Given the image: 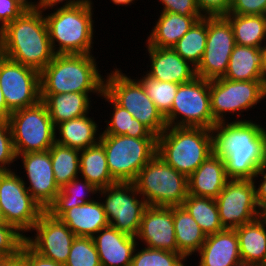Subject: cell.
I'll return each mask as SVG.
<instances>
[{
    "mask_svg": "<svg viewBox=\"0 0 266 266\" xmlns=\"http://www.w3.org/2000/svg\"><path fill=\"white\" fill-rule=\"evenodd\" d=\"M213 154L224 160L229 179H250L266 162V128L256 120L217 122L211 129Z\"/></svg>",
    "mask_w": 266,
    "mask_h": 266,
    "instance_id": "1",
    "label": "cell"
},
{
    "mask_svg": "<svg viewBox=\"0 0 266 266\" xmlns=\"http://www.w3.org/2000/svg\"><path fill=\"white\" fill-rule=\"evenodd\" d=\"M32 6L0 33V53L41 72L54 58L44 16Z\"/></svg>",
    "mask_w": 266,
    "mask_h": 266,
    "instance_id": "2",
    "label": "cell"
},
{
    "mask_svg": "<svg viewBox=\"0 0 266 266\" xmlns=\"http://www.w3.org/2000/svg\"><path fill=\"white\" fill-rule=\"evenodd\" d=\"M96 60L93 54H55L40 72V94L76 92L101 98L105 77Z\"/></svg>",
    "mask_w": 266,
    "mask_h": 266,
    "instance_id": "3",
    "label": "cell"
},
{
    "mask_svg": "<svg viewBox=\"0 0 266 266\" xmlns=\"http://www.w3.org/2000/svg\"><path fill=\"white\" fill-rule=\"evenodd\" d=\"M93 6L91 3L58 8L44 15L55 54H93Z\"/></svg>",
    "mask_w": 266,
    "mask_h": 266,
    "instance_id": "4",
    "label": "cell"
},
{
    "mask_svg": "<svg viewBox=\"0 0 266 266\" xmlns=\"http://www.w3.org/2000/svg\"><path fill=\"white\" fill-rule=\"evenodd\" d=\"M157 154L176 171L189 177L213 154L211 130L167 126L157 136Z\"/></svg>",
    "mask_w": 266,
    "mask_h": 266,
    "instance_id": "5",
    "label": "cell"
},
{
    "mask_svg": "<svg viewBox=\"0 0 266 266\" xmlns=\"http://www.w3.org/2000/svg\"><path fill=\"white\" fill-rule=\"evenodd\" d=\"M148 206H182L188 196V177L156 154L133 181Z\"/></svg>",
    "mask_w": 266,
    "mask_h": 266,
    "instance_id": "6",
    "label": "cell"
},
{
    "mask_svg": "<svg viewBox=\"0 0 266 266\" xmlns=\"http://www.w3.org/2000/svg\"><path fill=\"white\" fill-rule=\"evenodd\" d=\"M100 142L116 182L133 183L139 171L157 154V138L101 135Z\"/></svg>",
    "mask_w": 266,
    "mask_h": 266,
    "instance_id": "7",
    "label": "cell"
},
{
    "mask_svg": "<svg viewBox=\"0 0 266 266\" xmlns=\"http://www.w3.org/2000/svg\"><path fill=\"white\" fill-rule=\"evenodd\" d=\"M114 68L107 72L104 91L139 122L148 127L156 136L166 128V121L154 102L146 94L143 85L136 79Z\"/></svg>",
    "mask_w": 266,
    "mask_h": 266,
    "instance_id": "8",
    "label": "cell"
},
{
    "mask_svg": "<svg viewBox=\"0 0 266 266\" xmlns=\"http://www.w3.org/2000/svg\"><path fill=\"white\" fill-rule=\"evenodd\" d=\"M16 156L28 152L49 150L55 143V126L46 104H37L11 113L7 120Z\"/></svg>",
    "mask_w": 266,
    "mask_h": 266,
    "instance_id": "9",
    "label": "cell"
},
{
    "mask_svg": "<svg viewBox=\"0 0 266 266\" xmlns=\"http://www.w3.org/2000/svg\"><path fill=\"white\" fill-rule=\"evenodd\" d=\"M263 100L265 80L232 81L223 77L210 80L211 112L216 122L227 121L229 113H237V119L233 120H247L242 113L254 109Z\"/></svg>",
    "mask_w": 266,
    "mask_h": 266,
    "instance_id": "10",
    "label": "cell"
},
{
    "mask_svg": "<svg viewBox=\"0 0 266 266\" xmlns=\"http://www.w3.org/2000/svg\"><path fill=\"white\" fill-rule=\"evenodd\" d=\"M165 121L167 126L211 129L217 122L211 112L210 80L196 76L190 82L179 84Z\"/></svg>",
    "mask_w": 266,
    "mask_h": 266,
    "instance_id": "11",
    "label": "cell"
},
{
    "mask_svg": "<svg viewBox=\"0 0 266 266\" xmlns=\"http://www.w3.org/2000/svg\"><path fill=\"white\" fill-rule=\"evenodd\" d=\"M98 197L109 225L127 235L136 237L142 215L148 206L133 183L117 182L99 189ZM141 197V199H140ZM105 198V200H104Z\"/></svg>",
    "mask_w": 266,
    "mask_h": 266,
    "instance_id": "12",
    "label": "cell"
},
{
    "mask_svg": "<svg viewBox=\"0 0 266 266\" xmlns=\"http://www.w3.org/2000/svg\"><path fill=\"white\" fill-rule=\"evenodd\" d=\"M16 170L0 172V207L7 224L24 236L31 232L44 210L28 192Z\"/></svg>",
    "mask_w": 266,
    "mask_h": 266,
    "instance_id": "13",
    "label": "cell"
},
{
    "mask_svg": "<svg viewBox=\"0 0 266 266\" xmlns=\"http://www.w3.org/2000/svg\"><path fill=\"white\" fill-rule=\"evenodd\" d=\"M0 87L11 112L33 106L41 100L40 72L1 53Z\"/></svg>",
    "mask_w": 266,
    "mask_h": 266,
    "instance_id": "14",
    "label": "cell"
},
{
    "mask_svg": "<svg viewBox=\"0 0 266 266\" xmlns=\"http://www.w3.org/2000/svg\"><path fill=\"white\" fill-rule=\"evenodd\" d=\"M235 45L229 20L225 16L207 17L206 47L196 76L207 80L223 77Z\"/></svg>",
    "mask_w": 266,
    "mask_h": 266,
    "instance_id": "15",
    "label": "cell"
},
{
    "mask_svg": "<svg viewBox=\"0 0 266 266\" xmlns=\"http://www.w3.org/2000/svg\"><path fill=\"white\" fill-rule=\"evenodd\" d=\"M215 201L224 229H235L259 218L254 182L250 179H229Z\"/></svg>",
    "mask_w": 266,
    "mask_h": 266,
    "instance_id": "16",
    "label": "cell"
},
{
    "mask_svg": "<svg viewBox=\"0 0 266 266\" xmlns=\"http://www.w3.org/2000/svg\"><path fill=\"white\" fill-rule=\"evenodd\" d=\"M31 232H34V236L30 237L26 234L25 243L33 251L47 259L65 265L72 242L76 238V235L65 223L44 211Z\"/></svg>",
    "mask_w": 266,
    "mask_h": 266,
    "instance_id": "17",
    "label": "cell"
},
{
    "mask_svg": "<svg viewBox=\"0 0 266 266\" xmlns=\"http://www.w3.org/2000/svg\"><path fill=\"white\" fill-rule=\"evenodd\" d=\"M20 158L24 167L22 169L26 171L24 177L27 176L28 179L27 182L26 179L23 180L28 192L47 211L60 191L54 178L49 150L17 155V159Z\"/></svg>",
    "mask_w": 266,
    "mask_h": 266,
    "instance_id": "18",
    "label": "cell"
},
{
    "mask_svg": "<svg viewBox=\"0 0 266 266\" xmlns=\"http://www.w3.org/2000/svg\"><path fill=\"white\" fill-rule=\"evenodd\" d=\"M136 239L145 247L178 253L173 223V206H147Z\"/></svg>",
    "mask_w": 266,
    "mask_h": 266,
    "instance_id": "19",
    "label": "cell"
},
{
    "mask_svg": "<svg viewBox=\"0 0 266 266\" xmlns=\"http://www.w3.org/2000/svg\"><path fill=\"white\" fill-rule=\"evenodd\" d=\"M150 69L149 77L163 82L183 84L196 77V68L184 60L173 48H156L146 43Z\"/></svg>",
    "mask_w": 266,
    "mask_h": 266,
    "instance_id": "20",
    "label": "cell"
},
{
    "mask_svg": "<svg viewBox=\"0 0 266 266\" xmlns=\"http://www.w3.org/2000/svg\"><path fill=\"white\" fill-rule=\"evenodd\" d=\"M101 266H131L136 237L118 231L112 226L99 230L93 237Z\"/></svg>",
    "mask_w": 266,
    "mask_h": 266,
    "instance_id": "21",
    "label": "cell"
},
{
    "mask_svg": "<svg viewBox=\"0 0 266 266\" xmlns=\"http://www.w3.org/2000/svg\"><path fill=\"white\" fill-rule=\"evenodd\" d=\"M198 266H233L241 260L239 240L235 229H224L207 235L197 252Z\"/></svg>",
    "mask_w": 266,
    "mask_h": 266,
    "instance_id": "22",
    "label": "cell"
},
{
    "mask_svg": "<svg viewBox=\"0 0 266 266\" xmlns=\"http://www.w3.org/2000/svg\"><path fill=\"white\" fill-rule=\"evenodd\" d=\"M228 180L224 160L212 154L188 177V194L216 199Z\"/></svg>",
    "mask_w": 266,
    "mask_h": 266,
    "instance_id": "23",
    "label": "cell"
},
{
    "mask_svg": "<svg viewBox=\"0 0 266 266\" xmlns=\"http://www.w3.org/2000/svg\"><path fill=\"white\" fill-rule=\"evenodd\" d=\"M96 200L74 206L59 217L76 237H93L99 230L109 226L101 199Z\"/></svg>",
    "mask_w": 266,
    "mask_h": 266,
    "instance_id": "24",
    "label": "cell"
},
{
    "mask_svg": "<svg viewBox=\"0 0 266 266\" xmlns=\"http://www.w3.org/2000/svg\"><path fill=\"white\" fill-rule=\"evenodd\" d=\"M89 114L57 124L55 143L79 150L97 144L100 141L101 132L98 130L99 125L94 121L95 118L89 117Z\"/></svg>",
    "mask_w": 266,
    "mask_h": 266,
    "instance_id": "25",
    "label": "cell"
},
{
    "mask_svg": "<svg viewBox=\"0 0 266 266\" xmlns=\"http://www.w3.org/2000/svg\"><path fill=\"white\" fill-rule=\"evenodd\" d=\"M197 20L195 16L160 12L145 43L156 48H172Z\"/></svg>",
    "mask_w": 266,
    "mask_h": 266,
    "instance_id": "26",
    "label": "cell"
},
{
    "mask_svg": "<svg viewBox=\"0 0 266 266\" xmlns=\"http://www.w3.org/2000/svg\"><path fill=\"white\" fill-rule=\"evenodd\" d=\"M92 95L86 93L40 94L41 100L46 104L49 116L57 124L81 117L91 112Z\"/></svg>",
    "mask_w": 266,
    "mask_h": 266,
    "instance_id": "27",
    "label": "cell"
},
{
    "mask_svg": "<svg viewBox=\"0 0 266 266\" xmlns=\"http://www.w3.org/2000/svg\"><path fill=\"white\" fill-rule=\"evenodd\" d=\"M223 78L232 81L265 80L261 66V48L236 44Z\"/></svg>",
    "mask_w": 266,
    "mask_h": 266,
    "instance_id": "28",
    "label": "cell"
},
{
    "mask_svg": "<svg viewBox=\"0 0 266 266\" xmlns=\"http://www.w3.org/2000/svg\"><path fill=\"white\" fill-rule=\"evenodd\" d=\"M173 223L178 253L186 259L195 255L204 244L206 234L183 206H173Z\"/></svg>",
    "mask_w": 266,
    "mask_h": 266,
    "instance_id": "29",
    "label": "cell"
},
{
    "mask_svg": "<svg viewBox=\"0 0 266 266\" xmlns=\"http://www.w3.org/2000/svg\"><path fill=\"white\" fill-rule=\"evenodd\" d=\"M241 260L266 265V224L257 218L235 228Z\"/></svg>",
    "mask_w": 266,
    "mask_h": 266,
    "instance_id": "30",
    "label": "cell"
},
{
    "mask_svg": "<svg viewBox=\"0 0 266 266\" xmlns=\"http://www.w3.org/2000/svg\"><path fill=\"white\" fill-rule=\"evenodd\" d=\"M80 178L86 179L98 189L117 183L109 172L107 156L103 144H97L80 150Z\"/></svg>",
    "mask_w": 266,
    "mask_h": 266,
    "instance_id": "31",
    "label": "cell"
},
{
    "mask_svg": "<svg viewBox=\"0 0 266 266\" xmlns=\"http://www.w3.org/2000/svg\"><path fill=\"white\" fill-rule=\"evenodd\" d=\"M109 103L113 110L110 120L106 122L105 130L101 135H126L133 138H157V136L144 124L135 119L126 109L119 106L105 91L101 96Z\"/></svg>",
    "mask_w": 266,
    "mask_h": 266,
    "instance_id": "32",
    "label": "cell"
},
{
    "mask_svg": "<svg viewBox=\"0 0 266 266\" xmlns=\"http://www.w3.org/2000/svg\"><path fill=\"white\" fill-rule=\"evenodd\" d=\"M225 17L233 28L237 45L255 48L266 45V15L228 14Z\"/></svg>",
    "mask_w": 266,
    "mask_h": 266,
    "instance_id": "33",
    "label": "cell"
},
{
    "mask_svg": "<svg viewBox=\"0 0 266 266\" xmlns=\"http://www.w3.org/2000/svg\"><path fill=\"white\" fill-rule=\"evenodd\" d=\"M98 192L99 189L86 179L75 178L60 189L54 203L47 209V212L54 218H59L65 211L74 206H81L86 202L95 200L91 196L95 194L98 196Z\"/></svg>",
    "mask_w": 266,
    "mask_h": 266,
    "instance_id": "34",
    "label": "cell"
},
{
    "mask_svg": "<svg viewBox=\"0 0 266 266\" xmlns=\"http://www.w3.org/2000/svg\"><path fill=\"white\" fill-rule=\"evenodd\" d=\"M182 206L189 212L206 236L224 230L215 199L188 194Z\"/></svg>",
    "mask_w": 266,
    "mask_h": 266,
    "instance_id": "35",
    "label": "cell"
},
{
    "mask_svg": "<svg viewBox=\"0 0 266 266\" xmlns=\"http://www.w3.org/2000/svg\"><path fill=\"white\" fill-rule=\"evenodd\" d=\"M55 181L61 189L80 174V150L54 143L49 149Z\"/></svg>",
    "mask_w": 266,
    "mask_h": 266,
    "instance_id": "36",
    "label": "cell"
},
{
    "mask_svg": "<svg viewBox=\"0 0 266 266\" xmlns=\"http://www.w3.org/2000/svg\"><path fill=\"white\" fill-rule=\"evenodd\" d=\"M207 41V17L197 20L172 47L177 54L195 68L204 55Z\"/></svg>",
    "mask_w": 266,
    "mask_h": 266,
    "instance_id": "37",
    "label": "cell"
},
{
    "mask_svg": "<svg viewBox=\"0 0 266 266\" xmlns=\"http://www.w3.org/2000/svg\"><path fill=\"white\" fill-rule=\"evenodd\" d=\"M137 80L143 85L148 97L154 102L158 111L165 118L171 111L172 103L178 91L179 84L163 82L149 77L145 72Z\"/></svg>",
    "mask_w": 266,
    "mask_h": 266,
    "instance_id": "38",
    "label": "cell"
},
{
    "mask_svg": "<svg viewBox=\"0 0 266 266\" xmlns=\"http://www.w3.org/2000/svg\"><path fill=\"white\" fill-rule=\"evenodd\" d=\"M139 244L141 243L137 241L131 266H186L187 264L185 262H187L188 259L180 253H173L145 246L138 249Z\"/></svg>",
    "mask_w": 266,
    "mask_h": 266,
    "instance_id": "39",
    "label": "cell"
},
{
    "mask_svg": "<svg viewBox=\"0 0 266 266\" xmlns=\"http://www.w3.org/2000/svg\"><path fill=\"white\" fill-rule=\"evenodd\" d=\"M65 266H101L92 237H76L73 240Z\"/></svg>",
    "mask_w": 266,
    "mask_h": 266,
    "instance_id": "40",
    "label": "cell"
},
{
    "mask_svg": "<svg viewBox=\"0 0 266 266\" xmlns=\"http://www.w3.org/2000/svg\"><path fill=\"white\" fill-rule=\"evenodd\" d=\"M25 243V236L10 224H0V257L16 255Z\"/></svg>",
    "mask_w": 266,
    "mask_h": 266,
    "instance_id": "41",
    "label": "cell"
},
{
    "mask_svg": "<svg viewBox=\"0 0 266 266\" xmlns=\"http://www.w3.org/2000/svg\"><path fill=\"white\" fill-rule=\"evenodd\" d=\"M16 160L10 125L7 120H0V172L12 171L11 164Z\"/></svg>",
    "mask_w": 266,
    "mask_h": 266,
    "instance_id": "42",
    "label": "cell"
},
{
    "mask_svg": "<svg viewBox=\"0 0 266 266\" xmlns=\"http://www.w3.org/2000/svg\"><path fill=\"white\" fill-rule=\"evenodd\" d=\"M31 6V0H0V33Z\"/></svg>",
    "mask_w": 266,
    "mask_h": 266,
    "instance_id": "43",
    "label": "cell"
},
{
    "mask_svg": "<svg viewBox=\"0 0 266 266\" xmlns=\"http://www.w3.org/2000/svg\"><path fill=\"white\" fill-rule=\"evenodd\" d=\"M163 5L161 12H171L183 16H195L198 20L203 18L196 0H158Z\"/></svg>",
    "mask_w": 266,
    "mask_h": 266,
    "instance_id": "44",
    "label": "cell"
},
{
    "mask_svg": "<svg viewBox=\"0 0 266 266\" xmlns=\"http://www.w3.org/2000/svg\"><path fill=\"white\" fill-rule=\"evenodd\" d=\"M229 14L266 15V0H231Z\"/></svg>",
    "mask_w": 266,
    "mask_h": 266,
    "instance_id": "45",
    "label": "cell"
},
{
    "mask_svg": "<svg viewBox=\"0 0 266 266\" xmlns=\"http://www.w3.org/2000/svg\"><path fill=\"white\" fill-rule=\"evenodd\" d=\"M203 17L226 16L231 8V0H196Z\"/></svg>",
    "mask_w": 266,
    "mask_h": 266,
    "instance_id": "46",
    "label": "cell"
},
{
    "mask_svg": "<svg viewBox=\"0 0 266 266\" xmlns=\"http://www.w3.org/2000/svg\"><path fill=\"white\" fill-rule=\"evenodd\" d=\"M60 3L62 6L58 7L57 5H60ZM91 3H94L93 0H37V2L36 0H31V6L34 9L41 11L42 13H44L47 9L49 11V9L55 10L58 8H68Z\"/></svg>",
    "mask_w": 266,
    "mask_h": 266,
    "instance_id": "47",
    "label": "cell"
},
{
    "mask_svg": "<svg viewBox=\"0 0 266 266\" xmlns=\"http://www.w3.org/2000/svg\"><path fill=\"white\" fill-rule=\"evenodd\" d=\"M260 177V178H258ZM257 183L256 180H258ZM255 187V199L259 210L266 204V162L258 169L252 178ZM259 184L257 186V184Z\"/></svg>",
    "mask_w": 266,
    "mask_h": 266,
    "instance_id": "48",
    "label": "cell"
},
{
    "mask_svg": "<svg viewBox=\"0 0 266 266\" xmlns=\"http://www.w3.org/2000/svg\"><path fill=\"white\" fill-rule=\"evenodd\" d=\"M26 266H65V265L62 263L55 262L54 260L47 259L37 254L26 244Z\"/></svg>",
    "mask_w": 266,
    "mask_h": 266,
    "instance_id": "49",
    "label": "cell"
},
{
    "mask_svg": "<svg viewBox=\"0 0 266 266\" xmlns=\"http://www.w3.org/2000/svg\"><path fill=\"white\" fill-rule=\"evenodd\" d=\"M0 266H26V243L16 255L0 257Z\"/></svg>",
    "mask_w": 266,
    "mask_h": 266,
    "instance_id": "50",
    "label": "cell"
},
{
    "mask_svg": "<svg viewBox=\"0 0 266 266\" xmlns=\"http://www.w3.org/2000/svg\"><path fill=\"white\" fill-rule=\"evenodd\" d=\"M11 113L12 112L7 108L6 101L0 87V120H8Z\"/></svg>",
    "mask_w": 266,
    "mask_h": 266,
    "instance_id": "51",
    "label": "cell"
},
{
    "mask_svg": "<svg viewBox=\"0 0 266 266\" xmlns=\"http://www.w3.org/2000/svg\"><path fill=\"white\" fill-rule=\"evenodd\" d=\"M261 66L266 82V45L263 48H261Z\"/></svg>",
    "mask_w": 266,
    "mask_h": 266,
    "instance_id": "52",
    "label": "cell"
},
{
    "mask_svg": "<svg viewBox=\"0 0 266 266\" xmlns=\"http://www.w3.org/2000/svg\"><path fill=\"white\" fill-rule=\"evenodd\" d=\"M114 5L116 6H128L131 5L132 3L134 4V2L136 0H110Z\"/></svg>",
    "mask_w": 266,
    "mask_h": 266,
    "instance_id": "53",
    "label": "cell"
},
{
    "mask_svg": "<svg viewBox=\"0 0 266 266\" xmlns=\"http://www.w3.org/2000/svg\"><path fill=\"white\" fill-rule=\"evenodd\" d=\"M233 266H263L259 264L250 263L248 261L240 260L237 263H235Z\"/></svg>",
    "mask_w": 266,
    "mask_h": 266,
    "instance_id": "54",
    "label": "cell"
},
{
    "mask_svg": "<svg viewBox=\"0 0 266 266\" xmlns=\"http://www.w3.org/2000/svg\"><path fill=\"white\" fill-rule=\"evenodd\" d=\"M259 218L266 224V204L259 210Z\"/></svg>",
    "mask_w": 266,
    "mask_h": 266,
    "instance_id": "55",
    "label": "cell"
},
{
    "mask_svg": "<svg viewBox=\"0 0 266 266\" xmlns=\"http://www.w3.org/2000/svg\"><path fill=\"white\" fill-rule=\"evenodd\" d=\"M5 223H6V221H5L4 215H3L1 207H0V224H5Z\"/></svg>",
    "mask_w": 266,
    "mask_h": 266,
    "instance_id": "56",
    "label": "cell"
},
{
    "mask_svg": "<svg viewBox=\"0 0 266 266\" xmlns=\"http://www.w3.org/2000/svg\"><path fill=\"white\" fill-rule=\"evenodd\" d=\"M265 98H266V82H265Z\"/></svg>",
    "mask_w": 266,
    "mask_h": 266,
    "instance_id": "57",
    "label": "cell"
}]
</instances>
